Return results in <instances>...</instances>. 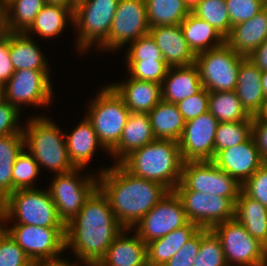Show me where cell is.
Masks as SVG:
<instances>
[{
	"instance_id": "cell-1",
	"label": "cell",
	"mask_w": 267,
	"mask_h": 266,
	"mask_svg": "<svg viewBox=\"0 0 267 266\" xmlns=\"http://www.w3.org/2000/svg\"><path fill=\"white\" fill-rule=\"evenodd\" d=\"M124 229L116 220L107 196L97 187L66 224L65 249L70 247L85 266H95Z\"/></svg>"
},
{
	"instance_id": "cell-2",
	"label": "cell",
	"mask_w": 267,
	"mask_h": 266,
	"mask_svg": "<svg viewBox=\"0 0 267 266\" xmlns=\"http://www.w3.org/2000/svg\"><path fill=\"white\" fill-rule=\"evenodd\" d=\"M109 167L100 169L98 187L107 196L116 220L125 229H133L169 190L131 174L120 163Z\"/></svg>"
},
{
	"instance_id": "cell-3",
	"label": "cell",
	"mask_w": 267,
	"mask_h": 266,
	"mask_svg": "<svg viewBox=\"0 0 267 266\" xmlns=\"http://www.w3.org/2000/svg\"><path fill=\"white\" fill-rule=\"evenodd\" d=\"M183 163L178 141L170 139H155L120 162L131 174L157 182L169 191L181 181Z\"/></svg>"
},
{
	"instance_id": "cell-4",
	"label": "cell",
	"mask_w": 267,
	"mask_h": 266,
	"mask_svg": "<svg viewBox=\"0 0 267 266\" xmlns=\"http://www.w3.org/2000/svg\"><path fill=\"white\" fill-rule=\"evenodd\" d=\"M23 128L25 147L34 157L39 168L46 167L56 174H64L76 167L70 161L65 133L51 118L32 116Z\"/></svg>"
},
{
	"instance_id": "cell-5",
	"label": "cell",
	"mask_w": 267,
	"mask_h": 266,
	"mask_svg": "<svg viewBox=\"0 0 267 266\" xmlns=\"http://www.w3.org/2000/svg\"><path fill=\"white\" fill-rule=\"evenodd\" d=\"M10 220L15 225L66 228L49 190L39 188L17 189L1 203V224H9Z\"/></svg>"
},
{
	"instance_id": "cell-6",
	"label": "cell",
	"mask_w": 267,
	"mask_h": 266,
	"mask_svg": "<svg viewBox=\"0 0 267 266\" xmlns=\"http://www.w3.org/2000/svg\"><path fill=\"white\" fill-rule=\"evenodd\" d=\"M100 90L96 98L91 100L86 118L109 153L119 143L130 110L110 84Z\"/></svg>"
},
{
	"instance_id": "cell-7",
	"label": "cell",
	"mask_w": 267,
	"mask_h": 266,
	"mask_svg": "<svg viewBox=\"0 0 267 266\" xmlns=\"http://www.w3.org/2000/svg\"><path fill=\"white\" fill-rule=\"evenodd\" d=\"M119 0H78L73 25L79 30L76 49L83 52L99 48L108 38Z\"/></svg>"
},
{
	"instance_id": "cell-8",
	"label": "cell",
	"mask_w": 267,
	"mask_h": 266,
	"mask_svg": "<svg viewBox=\"0 0 267 266\" xmlns=\"http://www.w3.org/2000/svg\"><path fill=\"white\" fill-rule=\"evenodd\" d=\"M246 57L237 54L226 43L195 55L203 88L209 92L236 89L241 62Z\"/></svg>"
},
{
	"instance_id": "cell-9",
	"label": "cell",
	"mask_w": 267,
	"mask_h": 266,
	"mask_svg": "<svg viewBox=\"0 0 267 266\" xmlns=\"http://www.w3.org/2000/svg\"><path fill=\"white\" fill-rule=\"evenodd\" d=\"M219 237L228 266H267V249L235 218L212 228Z\"/></svg>"
},
{
	"instance_id": "cell-10",
	"label": "cell",
	"mask_w": 267,
	"mask_h": 266,
	"mask_svg": "<svg viewBox=\"0 0 267 266\" xmlns=\"http://www.w3.org/2000/svg\"><path fill=\"white\" fill-rule=\"evenodd\" d=\"M242 185L212 161H188L174 190L200 191L225 198H238Z\"/></svg>"
},
{
	"instance_id": "cell-11",
	"label": "cell",
	"mask_w": 267,
	"mask_h": 266,
	"mask_svg": "<svg viewBox=\"0 0 267 266\" xmlns=\"http://www.w3.org/2000/svg\"><path fill=\"white\" fill-rule=\"evenodd\" d=\"M83 169L75 168L70 172L54 175V180L48 188L58 216L65 225L77 215L86 199L98 187L97 175L83 177L80 174Z\"/></svg>"
},
{
	"instance_id": "cell-12",
	"label": "cell",
	"mask_w": 267,
	"mask_h": 266,
	"mask_svg": "<svg viewBox=\"0 0 267 266\" xmlns=\"http://www.w3.org/2000/svg\"><path fill=\"white\" fill-rule=\"evenodd\" d=\"M1 226L11 235L33 262L55 260L65 251L66 228H47L34 225Z\"/></svg>"
},
{
	"instance_id": "cell-13",
	"label": "cell",
	"mask_w": 267,
	"mask_h": 266,
	"mask_svg": "<svg viewBox=\"0 0 267 266\" xmlns=\"http://www.w3.org/2000/svg\"><path fill=\"white\" fill-rule=\"evenodd\" d=\"M49 70L24 69L14 71L3 85L4 100L22 111V105L49 106L53 87Z\"/></svg>"
},
{
	"instance_id": "cell-14",
	"label": "cell",
	"mask_w": 267,
	"mask_h": 266,
	"mask_svg": "<svg viewBox=\"0 0 267 266\" xmlns=\"http://www.w3.org/2000/svg\"><path fill=\"white\" fill-rule=\"evenodd\" d=\"M149 30L145 0H119L108 38L98 49L118 50Z\"/></svg>"
},
{
	"instance_id": "cell-15",
	"label": "cell",
	"mask_w": 267,
	"mask_h": 266,
	"mask_svg": "<svg viewBox=\"0 0 267 266\" xmlns=\"http://www.w3.org/2000/svg\"><path fill=\"white\" fill-rule=\"evenodd\" d=\"M180 198L189 222L199 228L212 229L217 224L234 218L235 201L200 191L173 190Z\"/></svg>"
},
{
	"instance_id": "cell-16",
	"label": "cell",
	"mask_w": 267,
	"mask_h": 266,
	"mask_svg": "<svg viewBox=\"0 0 267 266\" xmlns=\"http://www.w3.org/2000/svg\"><path fill=\"white\" fill-rule=\"evenodd\" d=\"M189 223L180 198L169 191L135 226L136 234L147 244ZM136 227V228H135Z\"/></svg>"
},
{
	"instance_id": "cell-17",
	"label": "cell",
	"mask_w": 267,
	"mask_h": 266,
	"mask_svg": "<svg viewBox=\"0 0 267 266\" xmlns=\"http://www.w3.org/2000/svg\"><path fill=\"white\" fill-rule=\"evenodd\" d=\"M218 123L209 111L185 122L183 134L178 141L184 162L212 161Z\"/></svg>"
},
{
	"instance_id": "cell-18",
	"label": "cell",
	"mask_w": 267,
	"mask_h": 266,
	"mask_svg": "<svg viewBox=\"0 0 267 266\" xmlns=\"http://www.w3.org/2000/svg\"><path fill=\"white\" fill-rule=\"evenodd\" d=\"M212 162L241 185L265 163L252 136L241 144L218 151Z\"/></svg>"
},
{
	"instance_id": "cell-19",
	"label": "cell",
	"mask_w": 267,
	"mask_h": 266,
	"mask_svg": "<svg viewBox=\"0 0 267 266\" xmlns=\"http://www.w3.org/2000/svg\"><path fill=\"white\" fill-rule=\"evenodd\" d=\"M149 34L155 40L163 59L169 67L194 64L195 54L183 37L180 25L150 27Z\"/></svg>"
},
{
	"instance_id": "cell-20",
	"label": "cell",
	"mask_w": 267,
	"mask_h": 266,
	"mask_svg": "<svg viewBox=\"0 0 267 266\" xmlns=\"http://www.w3.org/2000/svg\"><path fill=\"white\" fill-rule=\"evenodd\" d=\"M132 229H124L95 266H148L147 244Z\"/></svg>"
},
{
	"instance_id": "cell-21",
	"label": "cell",
	"mask_w": 267,
	"mask_h": 266,
	"mask_svg": "<svg viewBox=\"0 0 267 266\" xmlns=\"http://www.w3.org/2000/svg\"><path fill=\"white\" fill-rule=\"evenodd\" d=\"M265 40H267V6L249 20L232 26L225 43L237 54L247 58Z\"/></svg>"
},
{
	"instance_id": "cell-22",
	"label": "cell",
	"mask_w": 267,
	"mask_h": 266,
	"mask_svg": "<svg viewBox=\"0 0 267 266\" xmlns=\"http://www.w3.org/2000/svg\"><path fill=\"white\" fill-rule=\"evenodd\" d=\"M130 112L149 113L161 100V84L130 78L110 85Z\"/></svg>"
},
{
	"instance_id": "cell-23",
	"label": "cell",
	"mask_w": 267,
	"mask_h": 266,
	"mask_svg": "<svg viewBox=\"0 0 267 266\" xmlns=\"http://www.w3.org/2000/svg\"><path fill=\"white\" fill-rule=\"evenodd\" d=\"M202 89L203 85L195 64L169 67L161 84L162 100L176 104Z\"/></svg>"
},
{
	"instance_id": "cell-24",
	"label": "cell",
	"mask_w": 267,
	"mask_h": 266,
	"mask_svg": "<svg viewBox=\"0 0 267 266\" xmlns=\"http://www.w3.org/2000/svg\"><path fill=\"white\" fill-rule=\"evenodd\" d=\"M155 139L148 113L130 112L119 143L109 154L116 159L115 163H120L132 151L152 143Z\"/></svg>"
},
{
	"instance_id": "cell-25",
	"label": "cell",
	"mask_w": 267,
	"mask_h": 266,
	"mask_svg": "<svg viewBox=\"0 0 267 266\" xmlns=\"http://www.w3.org/2000/svg\"><path fill=\"white\" fill-rule=\"evenodd\" d=\"M262 71L250 59L245 58L239 67L235 92L247 113L256 116L266 100L261 84Z\"/></svg>"
},
{
	"instance_id": "cell-26",
	"label": "cell",
	"mask_w": 267,
	"mask_h": 266,
	"mask_svg": "<svg viewBox=\"0 0 267 266\" xmlns=\"http://www.w3.org/2000/svg\"><path fill=\"white\" fill-rule=\"evenodd\" d=\"M65 141L69 159L76 168L87 167L96 149L101 147L107 151L98 140L92 123L85 115L71 133H65Z\"/></svg>"
},
{
	"instance_id": "cell-27",
	"label": "cell",
	"mask_w": 267,
	"mask_h": 266,
	"mask_svg": "<svg viewBox=\"0 0 267 266\" xmlns=\"http://www.w3.org/2000/svg\"><path fill=\"white\" fill-rule=\"evenodd\" d=\"M24 32H9L10 59L15 71L32 69L48 70V61L41 49Z\"/></svg>"
},
{
	"instance_id": "cell-28",
	"label": "cell",
	"mask_w": 267,
	"mask_h": 266,
	"mask_svg": "<svg viewBox=\"0 0 267 266\" xmlns=\"http://www.w3.org/2000/svg\"><path fill=\"white\" fill-rule=\"evenodd\" d=\"M200 228L189 222L166 236L147 243L148 266H163Z\"/></svg>"
},
{
	"instance_id": "cell-29",
	"label": "cell",
	"mask_w": 267,
	"mask_h": 266,
	"mask_svg": "<svg viewBox=\"0 0 267 266\" xmlns=\"http://www.w3.org/2000/svg\"><path fill=\"white\" fill-rule=\"evenodd\" d=\"M234 218L267 249V208L265 206L241 191L235 201Z\"/></svg>"
},
{
	"instance_id": "cell-30",
	"label": "cell",
	"mask_w": 267,
	"mask_h": 266,
	"mask_svg": "<svg viewBox=\"0 0 267 266\" xmlns=\"http://www.w3.org/2000/svg\"><path fill=\"white\" fill-rule=\"evenodd\" d=\"M183 37L196 55L225 43V37L207 21L190 13L180 24Z\"/></svg>"
},
{
	"instance_id": "cell-31",
	"label": "cell",
	"mask_w": 267,
	"mask_h": 266,
	"mask_svg": "<svg viewBox=\"0 0 267 266\" xmlns=\"http://www.w3.org/2000/svg\"><path fill=\"white\" fill-rule=\"evenodd\" d=\"M148 115L156 139L180 140L185 121L176 104L161 100Z\"/></svg>"
},
{
	"instance_id": "cell-32",
	"label": "cell",
	"mask_w": 267,
	"mask_h": 266,
	"mask_svg": "<svg viewBox=\"0 0 267 266\" xmlns=\"http://www.w3.org/2000/svg\"><path fill=\"white\" fill-rule=\"evenodd\" d=\"M74 8H68L60 5L45 4L36 15L34 22L24 32L30 36L31 33L40 35L43 39L54 38L63 33L66 27L67 19L73 25Z\"/></svg>"
},
{
	"instance_id": "cell-33",
	"label": "cell",
	"mask_w": 267,
	"mask_h": 266,
	"mask_svg": "<svg viewBox=\"0 0 267 266\" xmlns=\"http://www.w3.org/2000/svg\"><path fill=\"white\" fill-rule=\"evenodd\" d=\"M44 5V0H6L1 5L5 31L25 32Z\"/></svg>"
},
{
	"instance_id": "cell-34",
	"label": "cell",
	"mask_w": 267,
	"mask_h": 266,
	"mask_svg": "<svg viewBox=\"0 0 267 266\" xmlns=\"http://www.w3.org/2000/svg\"><path fill=\"white\" fill-rule=\"evenodd\" d=\"M25 148L23 134L0 136V202L2 203L16 189L13 187V165Z\"/></svg>"
},
{
	"instance_id": "cell-35",
	"label": "cell",
	"mask_w": 267,
	"mask_h": 266,
	"mask_svg": "<svg viewBox=\"0 0 267 266\" xmlns=\"http://www.w3.org/2000/svg\"><path fill=\"white\" fill-rule=\"evenodd\" d=\"M208 111L219 123L253 121V117L242 107L235 90L210 92Z\"/></svg>"
},
{
	"instance_id": "cell-36",
	"label": "cell",
	"mask_w": 267,
	"mask_h": 266,
	"mask_svg": "<svg viewBox=\"0 0 267 266\" xmlns=\"http://www.w3.org/2000/svg\"><path fill=\"white\" fill-rule=\"evenodd\" d=\"M149 27L180 25L190 14L184 0H145Z\"/></svg>"
},
{
	"instance_id": "cell-37",
	"label": "cell",
	"mask_w": 267,
	"mask_h": 266,
	"mask_svg": "<svg viewBox=\"0 0 267 266\" xmlns=\"http://www.w3.org/2000/svg\"><path fill=\"white\" fill-rule=\"evenodd\" d=\"M252 136V121L218 123L214 139V155L221 150L236 146Z\"/></svg>"
},
{
	"instance_id": "cell-38",
	"label": "cell",
	"mask_w": 267,
	"mask_h": 266,
	"mask_svg": "<svg viewBox=\"0 0 267 266\" xmlns=\"http://www.w3.org/2000/svg\"><path fill=\"white\" fill-rule=\"evenodd\" d=\"M193 266H228L221 241L212 229L200 228V247Z\"/></svg>"
},
{
	"instance_id": "cell-39",
	"label": "cell",
	"mask_w": 267,
	"mask_h": 266,
	"mask_svg": "<svg viewBox=\"0 0 267 266\" xmlns=\"http://www.w3.org/2000/svg\"><path fill=\"white\" fill-rule=\"evenodd\" d=\"M193 14L207 21L225 38L229 35L232 26L225 0H201Z\"/></svg>"
},
{
	"instance_id": "cell-40",
	"label": "cell",
	"mask_w": 267,
	"mask_h": 266,
	"mask_svg": "<svg viewBox=\"0 0 267 266\" xmlns=\"http://www.w3.org/2000/svg\"><path fill=\"white\" fill-rule=\"evenodd\" d=\"M24 148L18 155L12 169L13 187L17 189L36 188L33 185L40 172L34 157Z\"/></svg>"
},
{
	"instance_id": "cell-41",
	"label": "cell",
	"mask_w": 267,
	"mask_h": 266,
	"mask_svg": "<svg viewBox=\"0 0 267 266\" xmlns=\"http://www.w3.org/2000/svg\"><path fill=\"white\" fill-rule=\"evenodd\" d=\"M130 78L162 84L169 66L165 60L126 61Z\"/></svg>"
},
{
	"instance_id": "cell-42",
	"label": "cell",
	"mask_w": 267,
	"mask_h": 266,
	"mask_svg": "<svg viewBox=\"0 0 267 266\" xmlns=\"http://www.w3.org/2000/svg\"><path fill=\"white\" fill-rule=\"evenodd\" d=\"M33 262L11 235L0 226V266H31Z\"/></svg>"
},
{
	"instance_id": "cell-43",
	"label": "cell",
	"mask_w": 267,
	"mask_h": 266,
	"mask_svg": "<svg viewBox=\"0 0 267 266\" xmlns=\"http://www.w3.org/2000/svg\"><path fill=\"white\" fill-rule=\"evenodd\" d=\"M231 26L240 24L262 11L267 4L262 0H225Z\"/></svg>"
},
{
	"instance_id": "cell-44",
	"label": "cell",
	"mask_w": 267,
	"mask_h": 266,
	"mask_svg": "<svg viewBox=\"0 0 267 266\" xmlns=\"http://www.w3.org/2000/svg\"><path fill=\"white\" fill-rule=\"evenodd\" d=\"M126 52L125 61L164 60L160 49L150 34L133 41Z\"/></svg>"
},
{
	"instance_id": "cell-45",
	"label": "cell",
	"mask_w": 267,
	"mask_h": 266,
	"mask_svg": "<svg viewBox=\"0 0 267 266\" xmlns=\"http://www.w3.org/2000/svg\"><path fill=\"white\" fill-rule=\"evenodd\" d=\"M249 198L259 201L267 208V162H265L241 187Z\"/></svg>"
},
{
	"instance_id": "cell-46",
	"label": "cell",
	"mask_w": 267,
	"mask_h": 266,
	"mask_svg": "<svg viewBox=\"0 0 267 266\" xmlns=\"http://www.w3.org/2000/svg\"><path fill=\"white\" fill-rule=\"evenodd\" d=\"M209 94L210 92L203 88L200 92L176 103L185 122L208 112Z\"/></svg>"
},
{
	"instance_id": "cell-47",
	"label": "cell",
	"mask_w": 267,
	"mask_h": 266,
	"mask_svg": "<svg viewBox=\"0 0 267 266\" xmlns=\"http://www.w3.org/2000/svg\"><path fill=\"white\" fill-rule=\"evenodd\" d=\"M20 111L16 106L4 99L0 102V136L23 134V127L18 125Z\"/></svg>"
},
{
	"instance_id": "cell-48",
	"label": "cell",
	"mask_w": 267,
	"mask_h": 266,
	"mask_svg": "<svg viewBox=\"0 0 267 266\" xmlns=\"http://www.w3.org/2000/svg\"><path fill=\"white\" fill-rule=\"evenodd\" d=\"M200 247V229L163 266H193Z\"/></svg>"
},
{
	"instance_id": "cell-49",
	"label": "cell",
	"mask_w": 267,
	"mask_h": 266,
	"mask_svg": "<svg viewBox=\"0 0 267 266\" xmlns=\"http://www.w3.org/2000/svg\"><path fill=\"white\" fill-rule=\"evenodd\" d=\"M9 52V32L0 37V84L4 85L14 73Z\"/></svg>"
},
{
	"instance_id": "cell-50",
	"label": "cell",
	"mask_w": 267,
	"mask_h": 266,
	"mask_svg": "<svg viewBox=\"0 0 267 266\" xmlns=\"http://www.w3.org/2000/svg\"><path fill=\"white\" fill-rule=\"evenodd\" d=\"M252 137L261 159L267 162V123H263L257 116L252 121Z\"/></svg>"
},
{
	"instance_id": "cell-51",
	"label": "cell",
	"mask_w": 267,
	"mask_h": 266,
	"mask_svg": "<svg viewBox=\"0 0 267 266\" xmlns=\"http://www.w3.org/2000/svg\"><path fill=\"white\" fill-rule=\"evenodd\" d=\"M262 72L267 71V40H265L250 56L247 57Z\"/></svg>"
},
{
	"instance_id": "cell-52",
	"label": "cell",
	"mask_w": 267,
	"mask_h": 266,
	"mask_svg": "<svg viewBox=\"0 0 267 266\" xmlns=\"http://www.w3.org/2000/svg\"><path fill=\"white\" fill-rule=\"evenodd\" d=\"M74 262H70L67 259H63L62 258H58L55 260H47V261H40V262H36V266H79V264H81V266H85L83 263H77L73 264Z\"/></svg>"
},
{
	"instance_id": "cell-53",
	"label": "cell",
	"mask_w": 267,
	"mask_h": 266,
	"mask_svg": "<svg viewBox=\"0 0 267 266\" xmlns=\"http://www.w3.org/2000/svg\"><path fill=\"white\" fill-rule=\"evenodd\" d=\"M77 1L78 0H44L45 4L60 5L68 8H75Z\"/></svg>"
},
{
	"instance_id": "cell-54",
	"label": "cell",
	"mask_w": 267,
	"mask_h": 266,
	"mask_svg": "<svg viewBox=\"0 0 267 266\" xmlns=\"http://www.w3.org/2000/svg\"><path fill=\"white\" fill-rule=\"evenodd\" d=\"M201 0H184L185 7L190 13H193L194 10L198 7Z\"/></svg>"
},
{
	"instance_id": "cell-55",
	"label": "cell",
	"mask_w": 267,
	"mask_h": 266,
	"mask_svg": "<svg viewBox=\"0 0 267 266\" xmlns=\"http://www.w3.org/2000/svg\"><path fill=\"white\" fill-rule=\"evenodd\" d=\"M263 123H267V98L263 103L261 111L256 115Z\"/></svg>"
},
{
	"instance_id": "cell-56",
	"label": "cell",
	"mask_w": 267,
	"mask_h": 266,
	"mask_svg": "<svg viewBox=\"0 0 267 266\" xmlns=\"http://www.w3.org/2000/svg\"><path fill=\"white\" fill-rule=\"evenodd\" d=\"M261 84L265 97L267 98V71L261 73Z\"/></svg>"
},
{
	"instance_id": "cell-57",
	"label": "cell",
	"mask_w": 267,
	"mask_h": 266,
	"mask_svg": "<svg viewBox=\"0 0 267 266\" xmlns=\"http://www.w3.org/2000/svg\"><path fill=\"white\" fill-rule=\"evenodd\" d=\"M5 29H4V23H3V18L2 15H0V37L4 34Z\"/></svg>"
},
{
	"instance_id": "cell-58",
	"label": "cell",
	"mask_w": 267,
	"mask_h": 266,
	"mask_svg": "<svg viewBox=\"0 0 267 266\" xmlns=\"http://www.w3.org/2000/svg\"><path fill=\"white\" fill-rule=\"evenodd\" d=\"M4 99L3 85L0 84V102Z\"/></svg>"
},
{
	"instance_id": "cell-59",
	"label": "cell",
	"mask_w": 267,
	"mask_h": 266,
	"mask_svg": "<svg viewBox=\"0 0 267 266\" xmlns=\"http://www.w3.org/2000/svg\"><path fill=\"white\" fill-rule=\"evenodd\" d=\"M0 226H1V202H0Z\"/></svg>"
},
{
	"instance_id": "cell-60",
	"label": "cell",
	"mask_w": 267,
	"mask_h": 266,
	"mask_svg": "<svg viewBox=\"0 0 267 266\" xmlns=\"http://www.w3.org/2000/svg\"><path fill=\"white\" fill-rule=\"evenodd\" d=\"M6 0H0V5H2Z\"/></svg>"
}]
</instances>
